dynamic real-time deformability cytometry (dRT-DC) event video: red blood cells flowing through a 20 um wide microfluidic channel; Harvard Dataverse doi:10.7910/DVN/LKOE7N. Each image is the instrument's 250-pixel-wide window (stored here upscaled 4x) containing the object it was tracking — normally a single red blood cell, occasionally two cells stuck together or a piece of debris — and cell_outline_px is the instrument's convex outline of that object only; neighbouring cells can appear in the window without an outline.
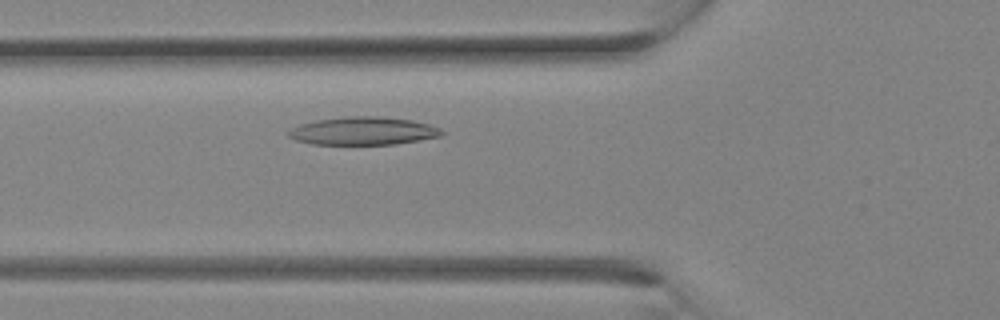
{"species": "Egyptian fruit bat (a non-hibernating species)", "species_latin": "Rousettus aegyptiacus", "temperature_condition": "room temperature", "stored_images_in_passage": 29, "camera_frame_rate_fps": 3000, "um_per_image_px": 0.085, "animal": {"sex": "female"}, "frame": {"image": 1, "passage_image": 8, "time_ms": 2.333, "image_size_px": [1000, 320], "cell_outline_px": [[444, 132], [440, 136], [396, 144], [312, 144], [296, 140], [288, 136], [284, 132], [288, 128], [300, 124], [316, 120], [348, 116], [376, 116], [412, 120], [428, 124], [440, 128]], "centroid_in_image_um": [30.8, 11.13], "position_along_channel_um": 95.0, "area_um2": 25.03}}
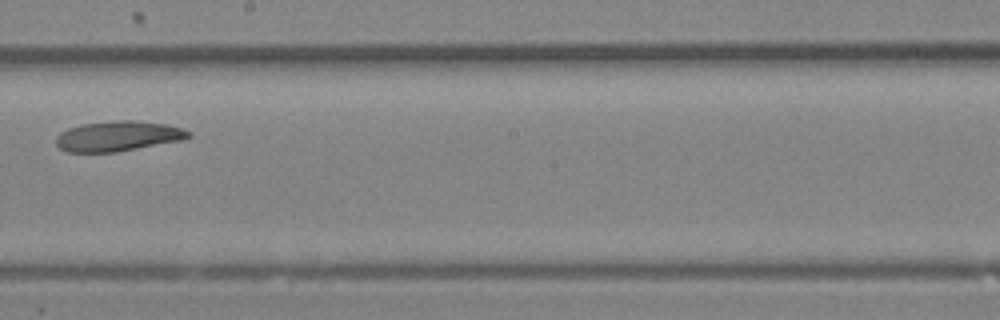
{"frame": {"image": 2, "passage_image": 15, "time_ms": 4.667, "image_size_px": [1000, 320], "cell_outline_px": [[192, 136], [184, 140], [116, 152], [68, 152], [60, 148], [56, 144], [56, 136], [60, 132], [68, 128], [80, 124], [112, 120], [132, 120], [164, 124], [184, 128], [192, 132]], "centroid_in_image_um": [10.05, 11.56], "position_along_channel_um": 238.1, "area_um2": 23.52}}
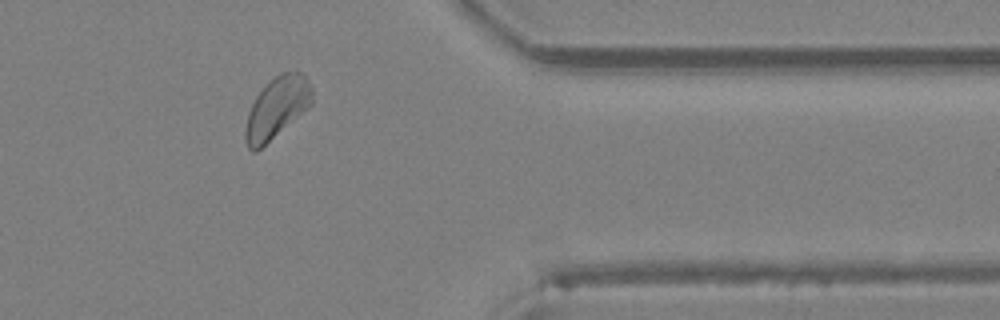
{"frame": {"image": 3, "passage_image": 23, "time_ms": 7.333, "image_size_px": [1000, 320], "cell_outline_px": [[312, 104], [308, 108], [256, 152], [252, 152], [248, 148], [244, 140], [244, 132], [248, 112], [256, 96], [280, 72], [296, 68], [308, 80], [312, 88]], "centroid_in_image_um": [23.53, 9.15], "position_along_channel_um": 387.9, "area_um2": 23.76}}